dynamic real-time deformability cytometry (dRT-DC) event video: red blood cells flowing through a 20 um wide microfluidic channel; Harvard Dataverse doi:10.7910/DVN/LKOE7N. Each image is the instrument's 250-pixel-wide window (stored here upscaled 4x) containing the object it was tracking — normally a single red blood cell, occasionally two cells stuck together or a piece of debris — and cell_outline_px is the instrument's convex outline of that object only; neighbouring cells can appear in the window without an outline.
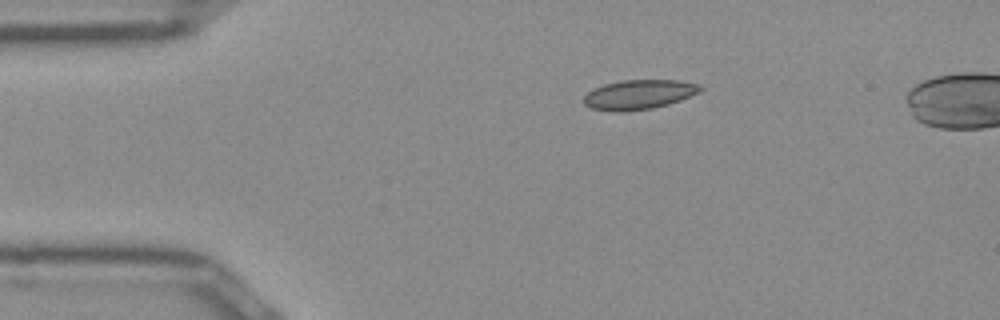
{"species": "Egyptian fruit bat (a non-hibernating species)", "species_latin": "Rousettus aegyptiacus", "temperature_condition": "room temperature", "stored_images_in_passage": 41, "camera_frame_rate_fps": 3000, "um_per_image_px": 0.085, "frame": {"image": 1, "passage_image": 1, "time_ms": 0.0, "image_size_px": [1000, 320], "cell_outline_px": [[704, 88], [700, 92], [680, 100], [668, 104], [652, 108], [624, 112], [612, 112], [592, 108], [584, 104], [584, 96], [592, 88], [604, 84], [620, 80], [680, 80], [700, 84]], "centroid_in_image_um": [54.31, 8.03], "position_along_channel_um": 30.7, "area_um2": 20.29}}
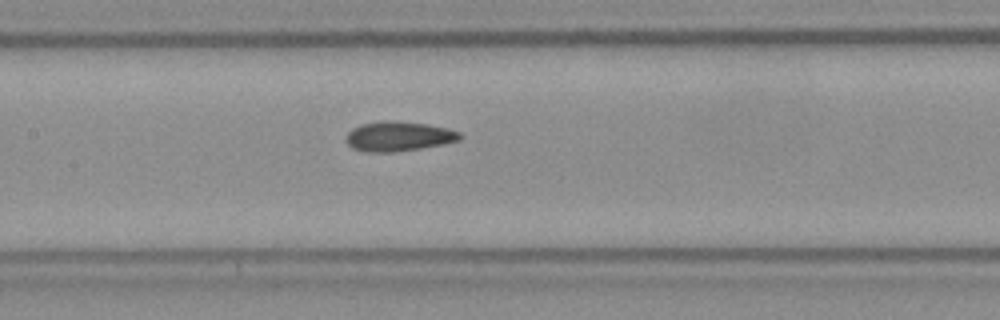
{"frame": {"image": 2, "passage_image": 15, "time_ms": 4.667, "image_size_px": [1000, 320], "cell_outline_px": [[464, 136], [460, 140], [444, 144], [420, 148], [392, 152], [368, 152], [352, 148], [348, 144], [348, 132], [352, 128], [360, 124], [384, 120], [392, 120], [428, 124], [448, 128], [460, 132]], "centroid_in_image_um": [33.92, 11.57], "position_along_channel_um": 173.5, "area_um2": 19.77}}
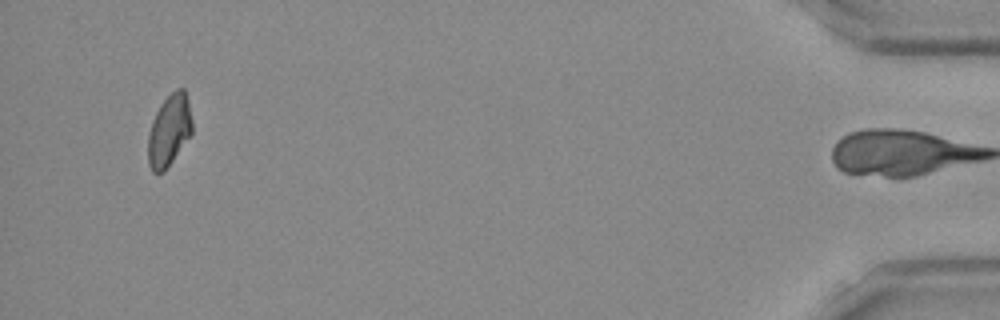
{"frame": {"image": 3, "passage_image": 40, "time_ms": 13.0, "image_size_px": [1000, 320], "cell_outline_px": [[192, 132], [164, 172], [152, 172], [148, 164], [148, 136], [152, 120], [160, 104], [176, 88], [184, 88], [188, 100], [192, 120]], "centroid_in_image_um": [14.37, 11.07], "position_along_channel_um": 420.8, "area_um2": 18.26}, "authors_computed_cell_mechanics": {"area_um2": 19.1896, "velocity_mm_per_s": 3.9737, "shape_relaxation_time_tau1_ms": null, "shape_relaxation_time_tau2_ms": 5.1483, "deformation_change_tau1": null, "deformation_change_tau2": 0.0723}}